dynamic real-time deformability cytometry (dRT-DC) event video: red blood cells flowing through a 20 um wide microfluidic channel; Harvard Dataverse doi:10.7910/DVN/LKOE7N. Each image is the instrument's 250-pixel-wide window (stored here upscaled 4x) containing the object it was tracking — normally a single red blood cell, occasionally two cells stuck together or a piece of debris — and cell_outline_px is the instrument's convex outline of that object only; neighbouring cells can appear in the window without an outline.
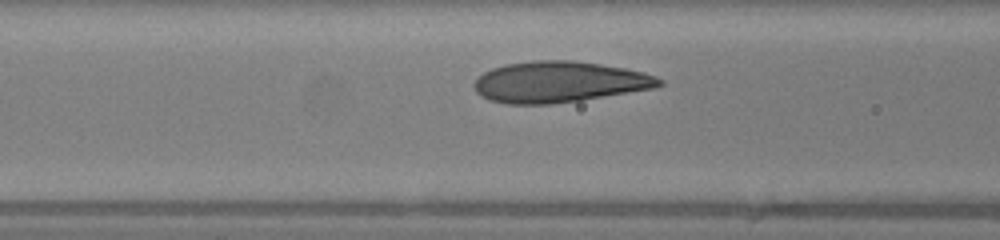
{"species": "human", "species_latin": "Homo sapiens", "temperature_condition": "warm", "stored_images_in_passage": 27, "camera_frame_rate_fps": 3000, "um_per_image_px": 0.085, "donor": {"sex": "female"}, "frame": {"image": 1, "passage_image": 6, "time_ms": 1.667, "image_size_px": [1000, 240], "cell_outline_px": [[664, 84], [656, 88], [580, 100], [552, 104], [508, 104], [488, 100], [480, 96], [476, 92], [472, 84], [484, 72], [492, 68], [504, 64], [532, 60], [572, 60], [600, 64], [624, 68], [644, 72], [656, 76], [664, 80]], "centroid_in_image_um": [47.53, 6.96], "position_along_channel_um": 119.1, "area_um2": 44.51}}
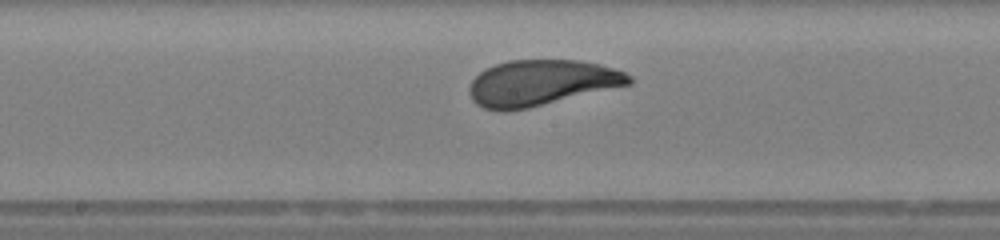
{"frame": {"image": 2, "passage_image": 12, "time_ms": 3.667, "image_size_px": [1000, 240], "cell_outline_px": [[632, 84], [528, 108], [504, 112], [500, 112], [484, 108], [476, 104], [472, 100], [468, 92], [468, 88], [472, 80], [480, 72], [496, 64], [508, 60], [580, 60], [600, 64], [624, 72], [632, 76]], "centroid_in_image_um": [45.99, 7.05], "position_along_channel_um": 202.2, "area_um2": 42.71}}
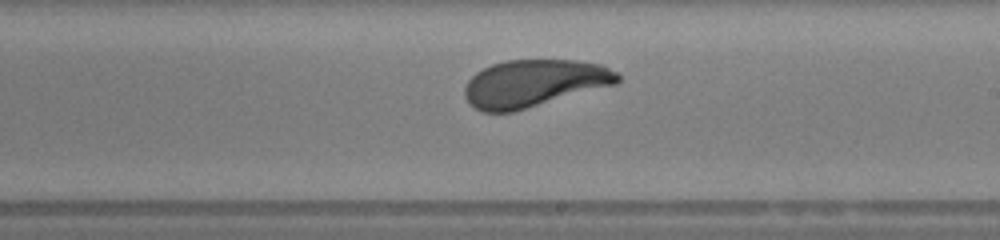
{"frame": {"image": 3, "passage_image": 15, "time_ms": 4.667, "image_size_px": [1000, 240], "cell_outline_px": [[620, 80], [616, 84], [512, 112], [480, 112], [468, 104], [464, 96], [464, 88], [468, 80], [476, 72], [492, 64], [508, 60], [576, 60], [604, 64], [616, 72], [620, 76]], "centroid_in_image_um": [45.37, 7.08], "position_along_channel_um": 243.6, "area_um2": 42.25}}